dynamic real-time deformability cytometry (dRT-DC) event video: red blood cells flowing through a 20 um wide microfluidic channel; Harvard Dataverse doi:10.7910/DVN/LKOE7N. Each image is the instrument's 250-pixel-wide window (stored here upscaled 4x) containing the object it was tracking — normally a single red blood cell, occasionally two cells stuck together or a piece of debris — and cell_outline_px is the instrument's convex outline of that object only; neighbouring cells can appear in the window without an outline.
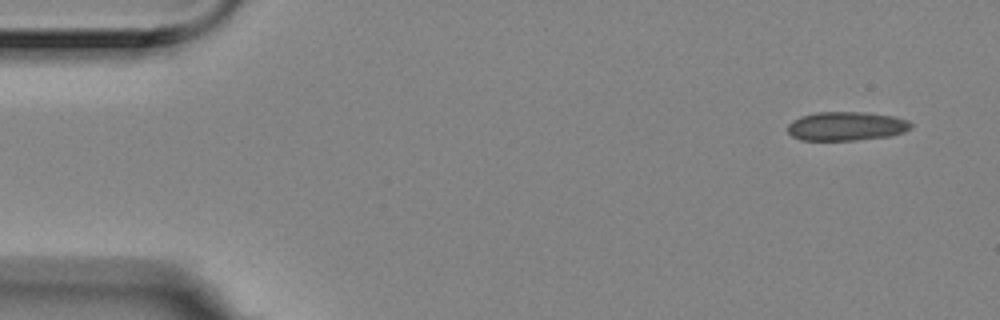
{"species": "Egyptian fruit bat (a non-hibernating species)", "species_latin": "Rousettus aegyptiacus", "temperature_condition": "room temperature", "stored_images_in_passage": 5, "camera_frame_rate_fps": 3000, "um_per_image_px": 0.085, "animal": {"sex": "female"}, "frame": {"image": 1, "passage_image": 1, "time_ms": 0.0, "image_size_px": [1000, 320], "cell_outline_px": [[912, 128], [904, 132], [892, 136], [856, 140], [800, 140], [792, 136], [788, 132], [788, 124], [792, 120], [800, 116], [816, 112], [864, 112], [892, 116], [908, 120], [912, 124]], "centroid_in_image_um": [71.94, 10.73], "position_along_channel_um": 13.1, "area_um2": 20.92}}
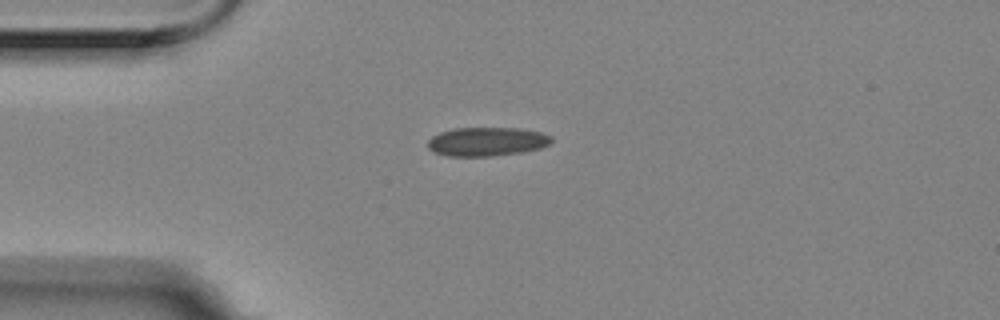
{"frame": {"image": 2, "passage_image": 4, "time_ms": 1.0, "image_size_px": [1000, 320], "cell_outline_px": [[552, 140], [548, 144], [540, 148], [524, 152], [492, 156], [448, 156], [432, 152], [428, 148], [428, 140], [432, 136], [440, 132], [452, 128], [516, 128], [540, 132], [552, 136]], "centroid_in_image_um": [41.35, 12.04], "position_along_channel_um": 43.6, "area_um2": 20.87}}